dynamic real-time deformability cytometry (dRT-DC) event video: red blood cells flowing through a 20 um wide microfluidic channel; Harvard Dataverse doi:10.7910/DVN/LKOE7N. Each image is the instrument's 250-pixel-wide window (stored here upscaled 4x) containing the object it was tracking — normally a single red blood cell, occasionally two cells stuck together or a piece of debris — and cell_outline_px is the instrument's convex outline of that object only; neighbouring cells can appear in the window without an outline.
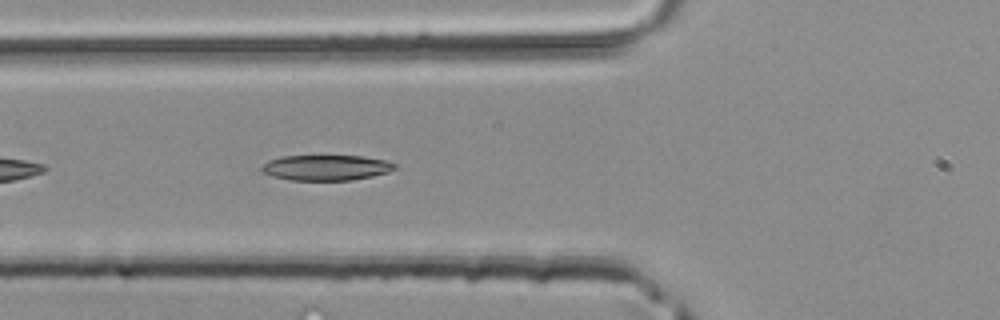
{"species": "common noctule bat (a hibernating species)", "species_latin": "Nyctalus noctula", "temperature_condition": "room temperature", "stored_images_in_passage": 32, "camera_frame_rate_fps": 3000, "um_per_image_px": 0.085, "animal": {"sex": "male", "body_mass_g": 20.4}, "frame": {"image": 1, "passage_image": 4, "time_ms": 1.0, "image_size_px": [1000, 320], "cell_outline_px": [[396, 168], [388, 172], [372, 176], [352, 180], [292, 180], [272, 176], [264, 172], [260, 168], [268, 160], [280, 156], [360, 156], [384, 160], [396, 164]], "centroid_in_image_um": [27.71, 14.25], "position_along_channel_um": 98.1, "area_um2": 19.59}}
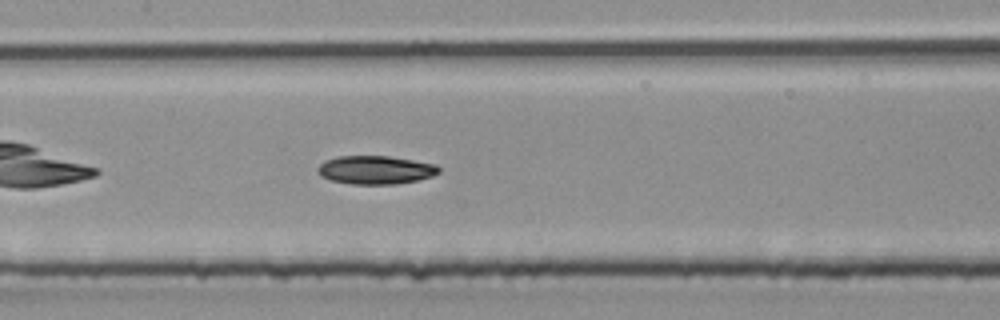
{"frame": {"image": 2, "passage_image": 9, "time_ms": 2.667, "image_size_px": [1000, 320], "cell_outline_px": [[440, 172], [432, 176], [416, 180], [396, 184], [352, 184], [332, 180], [320, 176], [316, 168], [324, 160], [340, 156], [388, 156], [436, 164], [440, 168]], "centroid_in_image_um": [31.91, 14.44], "position_along_channel_um": 175.5, "area_um2": 20.0}}
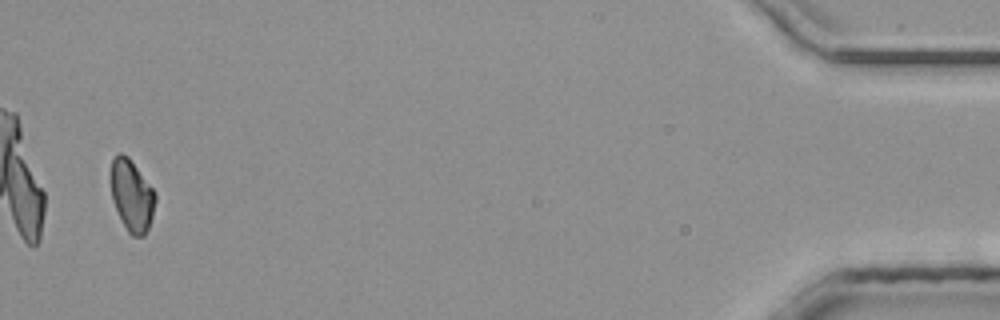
{"frame": {"image": 3, "passage_image": 31, "time_ms": 10.0, "image_size_px": [1000, 320], "cell_outline_px": [[156, 200], [152, 216], [148, 228], [144, 236], [132, 236], [128, 232], [112, 200], [108, 176], [108, 172], [112, 156], [120, 152], [128, 156], [156, 192]], "centroid_in_image_um": [11.16, 16.54], "position_along_channel_um": 424.0, "area_um2": 19.02}}